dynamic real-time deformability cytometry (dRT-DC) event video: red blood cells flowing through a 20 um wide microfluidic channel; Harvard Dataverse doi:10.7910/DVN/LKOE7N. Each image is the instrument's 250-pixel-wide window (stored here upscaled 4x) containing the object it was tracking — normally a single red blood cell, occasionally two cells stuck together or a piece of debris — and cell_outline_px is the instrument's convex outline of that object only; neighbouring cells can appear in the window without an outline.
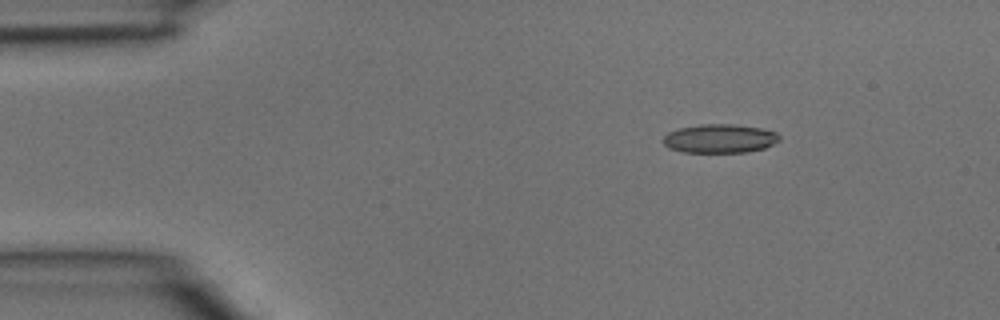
{"species": "common noctule bat (a hibernating species)", "species_latin": "Nyctalus noctula", "temperature_condition": "room temperature", "stored_images_in_passage": 3, "camera_frame_rate_fps": 3000, "um_per_image_px": 0.085, "animal": {"sex": "male", "body_mass_g": 15.6}, "frame": {"image": 1, "passage_image": 3, "time_ms": 0.667, "image_size_px": [1000, 320], "cell_outline_px": [[780, 140], [764, 148], [748, 152], [684, 152], [668, 148], [660, 140], [668, 132], [680, 128], [700, 124], [736, 124], [760, 128], [776, 132], [780, 136]], "centroid_in_image_um": [61.16, 11.77], "position_along_channel_um": 23.8, "area_um2": 19.59}}